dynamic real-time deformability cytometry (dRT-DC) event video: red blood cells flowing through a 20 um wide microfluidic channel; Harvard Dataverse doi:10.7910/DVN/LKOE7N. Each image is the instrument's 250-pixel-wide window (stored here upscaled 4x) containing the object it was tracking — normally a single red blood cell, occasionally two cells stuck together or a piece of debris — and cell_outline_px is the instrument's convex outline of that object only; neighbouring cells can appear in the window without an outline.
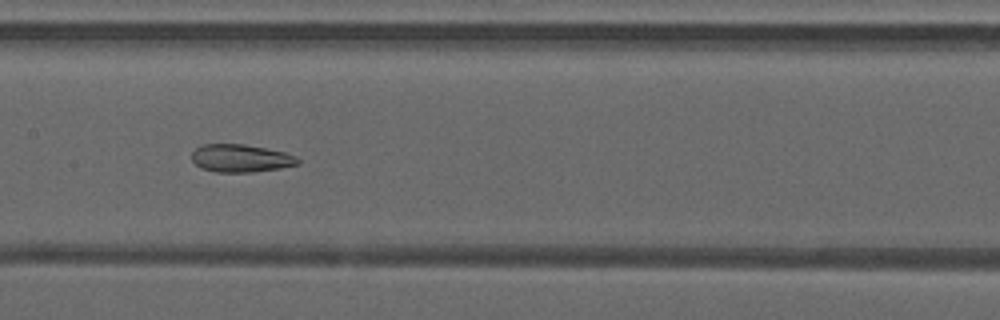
{"species": "common noctule bat (a hibernating species)", "species_latin": "Nyctalus noctula", "temperature_condition": "warm", "stored_images_in_passage": 44, "camera_frame_rate_fps": 3000, "um_per_image_px": 0.085, "animal": {"sex": "male", "forearm_length_mm": 52.5}, "frame": {"image": 1, "passage_image": 19, "time_ms": 6.0, "image_size_px": [1000, 320], "cell_outline_px": [[300, 164], [280, 168], [252, 172], [216, 172], [200, 168], [192, 160], [192, 152], [200, 144], [244, 144], [284, 152], [296, 156], [300, 160]], "centroid_in_image_um": [20.45, 13.45], "position_along_channel_um": 186.9, "area_um2": 17.22}}
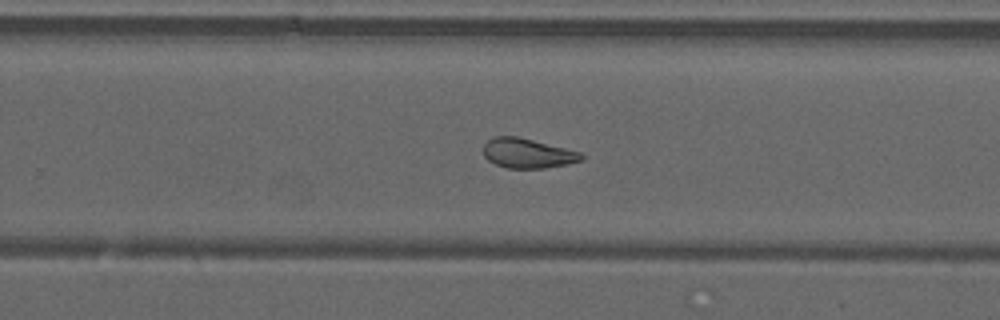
{"frame": {"image": 2, "passage_image": 26, "time_ms": 8.333, "image_size_px": [1000, 320], "cell_outline_px": [[584, 160], [544, 168], [508, 168], [496, 164], [488, 160], [484, 156], [484, 144], [492, 136], [516, 136], [580, 152], [584, 156]], "centroid_in_image_um": [44.81, 13.02], "position_along_channel_um": 285.0, "area_um2": 16.7}}
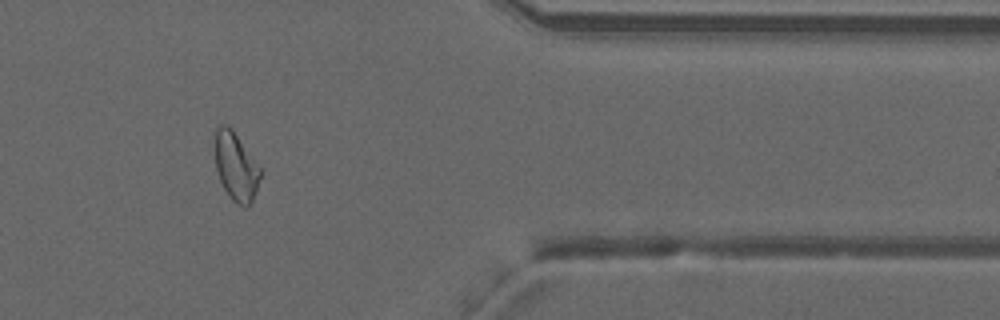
{"frame": {"image": 3, "passage_image": 35, "time_ms": 11.333, "image_size_px": [1000, 320], "cell_outline_px": [[260, 176], [256, 192], [248, 208], [244, 208], [236, 204], [232, 200], [224, 188], [220, 180], [216, 168], [212, 148], [212, 144], [216, 128], [220, 124], [228, 124], [232, 128], [260, 168]], "centroid_in_image_um": [19.99, 14.12], "position_along_channel_um": 391.4, "area_um2": 18.44}, "authors_computed_cell_mechanics": {"area_um2": 18.9295, "velocity_mm_per_s": 4.2296, "shape_relaxation_time_tau1_ms": null, "shape_relaxation_time_tau2_ms": 2.5362, "deformation_change_tau1": null, "deformation_change_tau2": 0.0981}}